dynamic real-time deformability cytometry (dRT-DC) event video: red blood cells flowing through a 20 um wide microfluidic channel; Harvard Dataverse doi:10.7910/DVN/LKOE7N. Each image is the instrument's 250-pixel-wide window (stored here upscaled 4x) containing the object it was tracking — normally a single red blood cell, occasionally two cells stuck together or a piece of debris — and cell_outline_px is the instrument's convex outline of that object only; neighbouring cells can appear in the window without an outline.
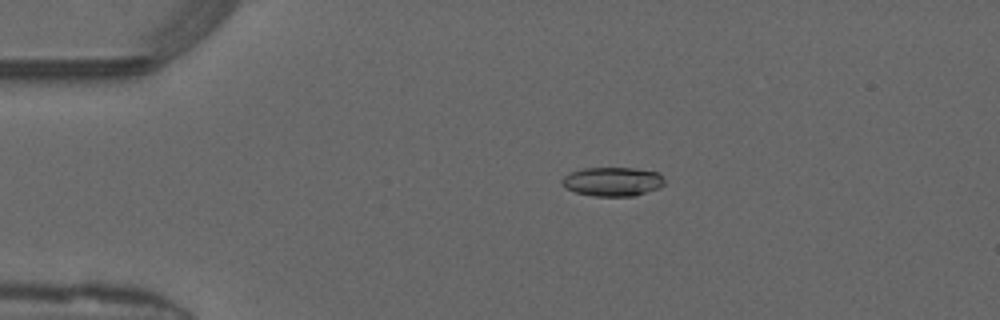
{"species": "common noctule bat (a hibernating species)", "species_latin": "Nyctalus noctula", "temperature_condition": "warm", "stored_images_in_passage": 46, "camera_frame_rate_fps": 3000, "um_per_image_px": 0.085, "animal": {"sex": "male", "forearm_length_mm": 52.5}, "frame": {"image": 1, "passage_image": 7, "time_ms": 2.0, "image_size_px": [1000, 320], "cell_outline_px": [[664, 184], [660, 188], [636, 196], [596, 196], [576, 192], [564, 188], [560, 180], [564, 176], [572, 172], [584, 168], [632, 168], [660, 172], [664, 180]], "centroid_in_image_um": [52.09, 15.44], "position_along_channel_um": 32.9, "area_um2": 17.46}}
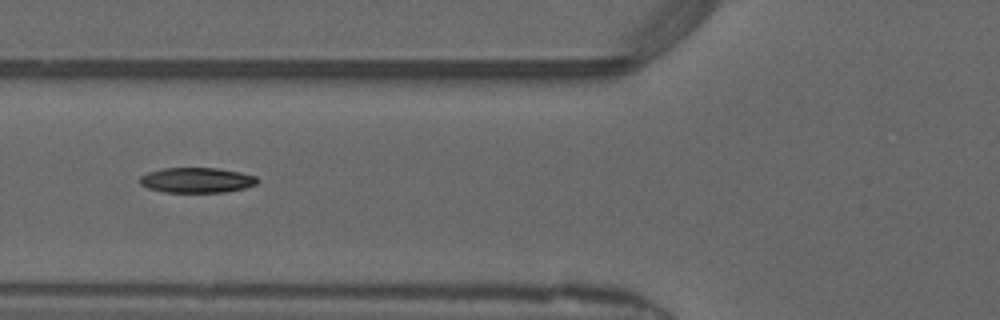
{"frame": {"image": 2, "passage_image": 16, "time_ms": 5.0, "image_size_px": [1000, 320], "cell_outline_px": [[260, 180], [256, 184], [244, 188], [224, 192], [164, 192], [148, 188], [140, 184], [140, 176], [148, 172], [160, 168], [216, 168], [240, 172], [256, 176]], "centroid_in_image_um": [16.72, 15.31], "position_along_channel_um": 109.1, "area_um2": 17.28}}
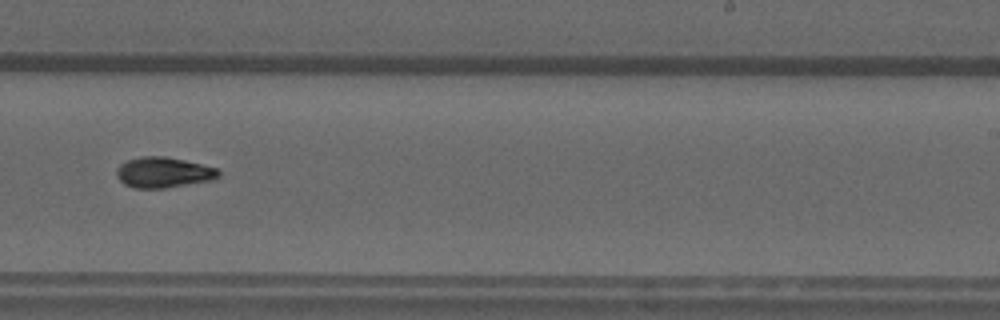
{"frame": {"image": 3, "passage_image": 28, "time_ms": 9.0, "image_size_px": [1000, 320], "cell_outline_px": [[220, 176], [212, 180], [164, 188], [132, 188], [124, 184], [116, 176], [116, 172], [120, 164], [128, 160], [140, 156], [164, 156], [184, 160], [216, 168], [220, 172]], "centroid_in_image_um": [13.87, 14.66], "position_along_channel_um": 275.1, "area_um2": 18.09}, "authors_computed_cell_mechanics": {"area_um2": 17.3978, "velocity_mm_per_s": 4.1525, "shape_relaxation_time_tau1_ms": 6.1722, "shape_relaxation_time_tau2_ms": 7.5701, "deformation_change_tau1": 0.1616, "deformation_change_tau2": 0.1633}}